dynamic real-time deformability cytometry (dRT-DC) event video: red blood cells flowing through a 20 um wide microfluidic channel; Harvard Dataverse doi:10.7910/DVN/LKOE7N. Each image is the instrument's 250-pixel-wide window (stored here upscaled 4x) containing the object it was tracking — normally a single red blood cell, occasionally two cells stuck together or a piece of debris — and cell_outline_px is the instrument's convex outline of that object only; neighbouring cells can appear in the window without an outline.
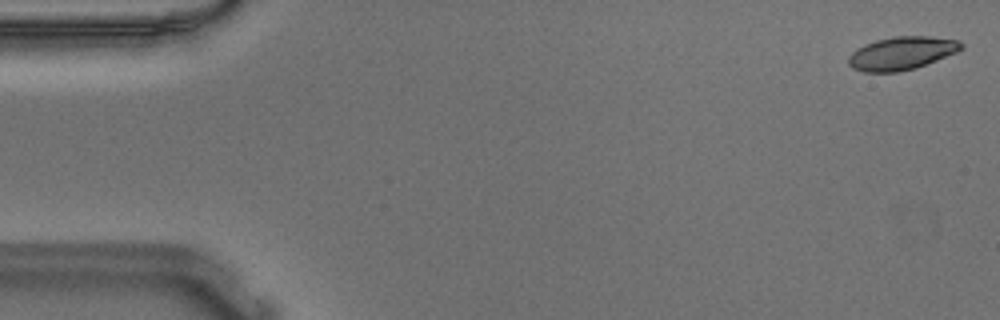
{"species": "Egyptian fruit bat (a non-hibernating species)", "species_latin": "Rousettus aegyptiacus", "temperature_condition": "warm", "stored_images_in_passage": 55, "camera_frame_rate_fps": 3000, "um_per_image_px": 0.085, "animal": {"sex": "male"}, "frame": {"image": 1, "passage_image": 1, "time_ms": 0.0, "image_size_px": [1000, 320], "cell_outline_px": [[964, 48], [956, 52], [916, 68], [896, 72], [864, 72], [852, 68], [848, 64], [848, 56], [856, 48], [864, 44], [876, 40], [892, 36], [928, 36], [956, 40], [964, 44]], "centroid_in_image_um": [76.6, 4.52], "position_along_channel_um": 8.4, "area_um2": 21.79}}
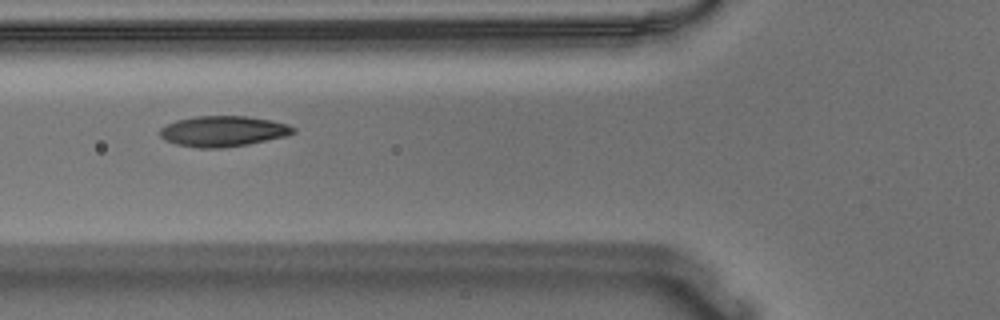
{"frame": {"image": 2, "passage_image": 20, "time_ms": 6.333, "image_size_px": [1000, 320], "cell_outline_px": [[296, 132], [288, 136], [248, 144], [224, 148], [200, 148], [176, 144], [164, 140], [160, 136], [160, 128], [176, 120], [196, 116], [244, 116], [272, 120], [288, 124], [296, 128]], "centroid_in_image_um": [18.99, 11.16], "position_along_channel_um": 106.8, "area_um2": 23.93}}
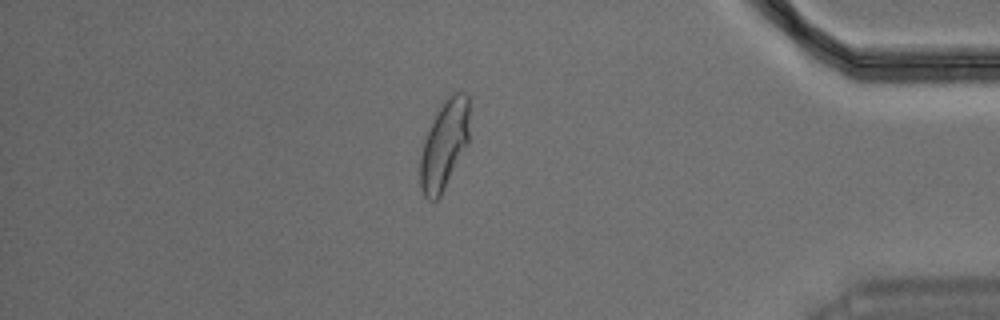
{"frame": {"image": 3, "passage_image": 47, "time_ms": 15.333, "image_size_px": [1000, 320], "cell_outline_px": [[468, 144], [440, 196], [436, 200], [428, 200], [424, 196], [420, 188], [420, 156], [424, 140], [444, 100], [452, 92], [464, 92], [468, 96]], "centroid_in_image_um": [37.76, 12.33], "position_along_channel_um": 397.4, "area_um2": 25.09}, "authors_computed_cell_mechanics": {"area_um2": 22.9466, "velocity_mm_per_s": 3.6187, "shape_relaxation_time_tau1_ms": 4.6397, "shape_relaxation_time_tau2_ms": 0.8321, "deformation_change_tau1": 0.1727, "deformation_change_tau2": 0.0548}}